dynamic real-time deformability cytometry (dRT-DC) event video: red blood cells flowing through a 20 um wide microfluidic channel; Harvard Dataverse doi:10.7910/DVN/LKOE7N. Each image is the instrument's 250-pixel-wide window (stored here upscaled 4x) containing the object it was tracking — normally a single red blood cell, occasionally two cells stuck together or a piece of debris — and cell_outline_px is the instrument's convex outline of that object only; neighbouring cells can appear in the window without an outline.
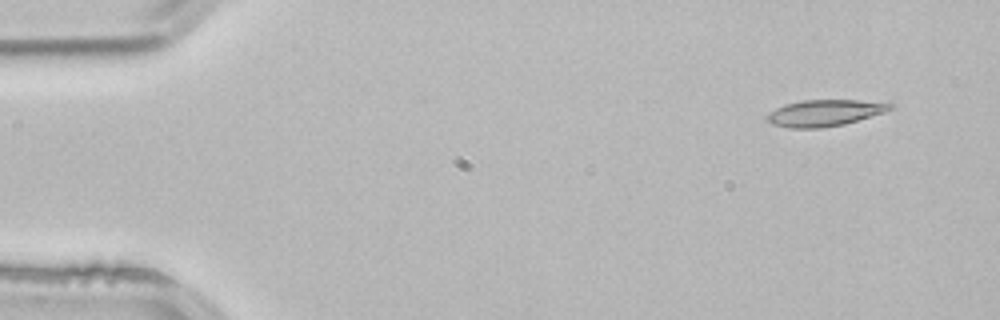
{"species": "common noctule bat (a hibernating species)", "species_latin": "Nyctalus noctula", "temperature_condition": "room temperature", "stored_images_in_passage": 3, "camera_frame_rate_fps": 3000, "um_per_image_px": 0.085, "animal": {"sex": "male", "body_mass_g": 21.5, "forearm_length_mm": 52.0}, "frame": {"image": 1, "passage_image": 1, "time_ms": 0.0, "image_size_px": [1000, 320], "cell_outline_px": [[892, 108], [884, 112], [844, 124], [820, 128], [788, 128], [772, 124], [764, 120], [764, 116], [768, 112], [784, 104], [804, 100], [856, 100], [892, 104]], "centroid_in_image_um": [69.97, 9.61], "position_along_channel_um": 15.0, "area_um2": 18.9}}
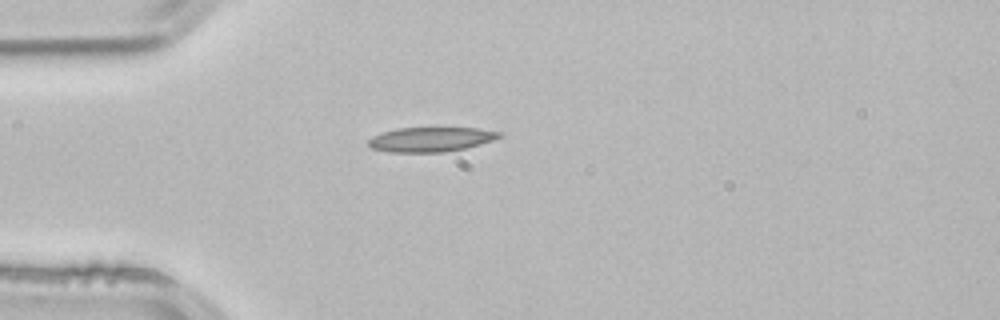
{"frame": {"image": 2, "passage_image": 3, "time_ms": 0.667, "image_size_px": [1000, 320], "cell_outline_px": [[504, 136], [480, 144], [464, 148], [444, 152], [388, 152], [372, 148], [368, 144], [368, 140], [372, 136], [396, 128], [476, 128], [504, 132]], "centroid_in_image_um": [36.64, 11.84], "position_along_channel_um": 48.4, "area_um2": 18.73}}